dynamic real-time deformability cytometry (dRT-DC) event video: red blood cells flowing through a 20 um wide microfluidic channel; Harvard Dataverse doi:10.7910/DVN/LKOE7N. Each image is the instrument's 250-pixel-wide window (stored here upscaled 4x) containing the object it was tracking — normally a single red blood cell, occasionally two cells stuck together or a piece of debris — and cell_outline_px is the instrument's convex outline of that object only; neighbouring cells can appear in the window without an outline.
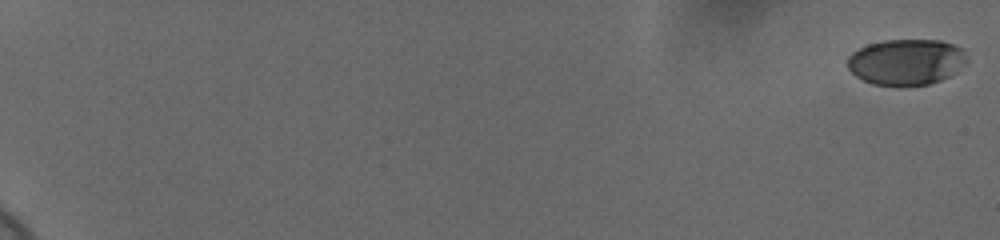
{"species": "human", "species_latin": "Homo sapiens", "temperature_condition": "cold", "stored_images_in_passage": 60, "camera_frame_rate_fps": 3000, "um_per_image_px": 0.085, "donor": {"sex": "female"}, "frame": {"image": 1, "passage_image": 1, "time_ms": 0.0, "image_size_px": [1000, 240], "cell_outline_px": [[968, 60], [956, 72], [940, 80], [928, 84], [900, 88], [872, 84], [856, 76], [848, 68], [848, 56], [852, 52], [868, 44], [884, 40], [940, 40], [964, 48], [968, 56]], "centroid_in_image_um": [77.05, 5.28], "position_along_channel_um": 8.0, "area_um2": 32.54}}
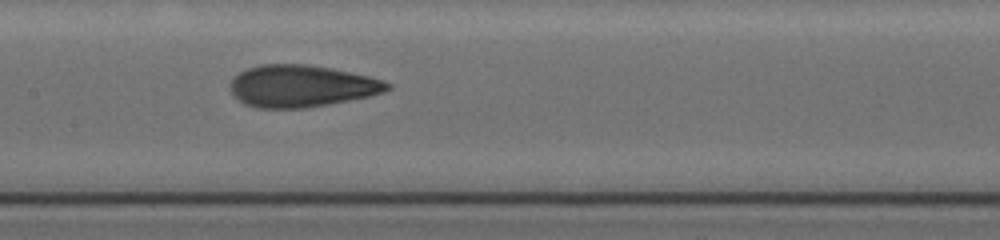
{"frame": {"image": 2, "passage_image": 34, "time_ms": 11.0, "image_size_px": [1000, 240], "cell_outline_px": [[392, 88], [384, 92], [368, 96], [348, 100], [304, 108], [256, 108], [244, 104], [232, 92], [228, 84], [240, 72], [248, 68], [260, 64], [308, 64], [368, 76], [384, 80], [392, 84]], "centroid_in_image_um": [25.62, 7.31], "position_along_channel_um": 181.8, "area_um2": 38.15}}
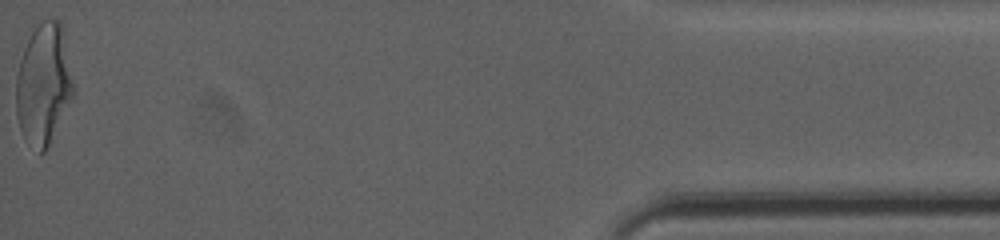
{"frame": {"image": 3, "passage_image": 60, "time_ms": 19.667, "image_size_px": [1000, 240], "cell_outline_px": [[76, 96], [44, 152], [40, 152], [24, 140], [16, 116], [16, 76], [20, 60], [32, 24], [44, 20], [60, 20], [64, 32], [76, 92]], "centroid_in_image_um": [3.72, 7.12], "position_along_channel_um": 431.5, "area_um2": 41.38}, "authors_computed_cell_mechanics": {"area_um2": 37.1365, "velocity_mm_per_s": 3.6995, "shape_relaxation_time_tau1_ms": 4.486, "shape_relaxation_time_tau2_ms": 1.0895, "deformation_change_tau1": 0.1831, "deformation_change_tau2": 0.0846}}